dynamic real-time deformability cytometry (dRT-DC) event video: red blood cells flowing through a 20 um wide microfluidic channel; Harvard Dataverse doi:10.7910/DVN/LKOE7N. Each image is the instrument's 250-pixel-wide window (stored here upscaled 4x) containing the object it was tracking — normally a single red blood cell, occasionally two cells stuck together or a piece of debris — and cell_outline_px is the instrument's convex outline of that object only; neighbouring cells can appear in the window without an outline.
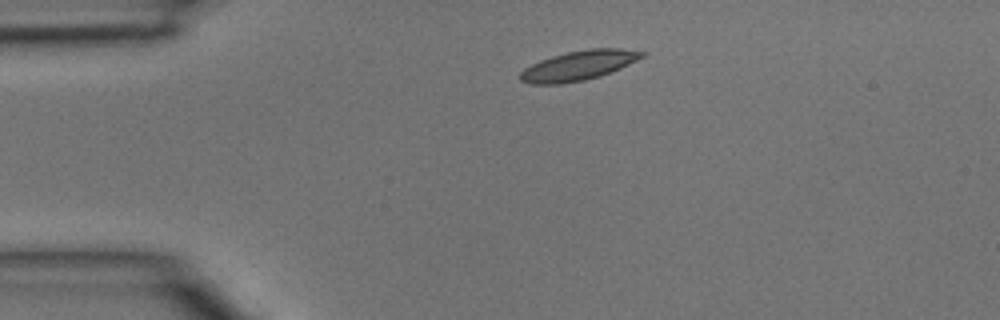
{"species": "common noctule bat (a hibernating species)", "species_latin": "Nyctalus noctula", "temperature_condition": "room temperature", "stored_images_in_passage": 37, "camera_frame_rate_fps": 3000, "um_per_image_px": 0.085, "animal": {"sex": "male", "body_mass_g": 15.6}, "frame": {"image": 1, "passage_image": 1, "time_ms": 0.0, "image_size_px": [1000, 320], "cell_outline_px": [[648, 52], [644, 56], [620, 68], [600, 76], [584, 80], [560, 84], [532, 84], [520, 80], [520, 72], [524, 68], [540, 60], [552, 56], [568, 52], [588, 48], [620, 48]], "centroid_in_image_um": [49.18, 5.56], "position_along_channel_um": 35.8, "area_um2": 20.92}}
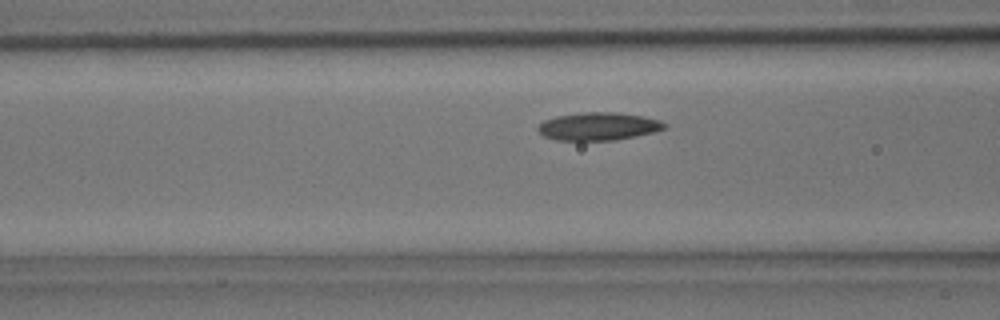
{"frame": {"image": 2, "passage_image": 9, "time_ms": 2.667, "image_size_px": [1000, 320], "cell_outline_px": [[668, 128], [636, 136], [616, 140], [556, 140], [544, 136], [536, 128], [544, 120], [556, 116], [584, 112], [616, 112], [644, 116], [660, 120], [668, 124]], "centroid_in_image_um": [50.9, 10.73], "position_along_channel_um": 115.7, "area_um2": 20.63}}
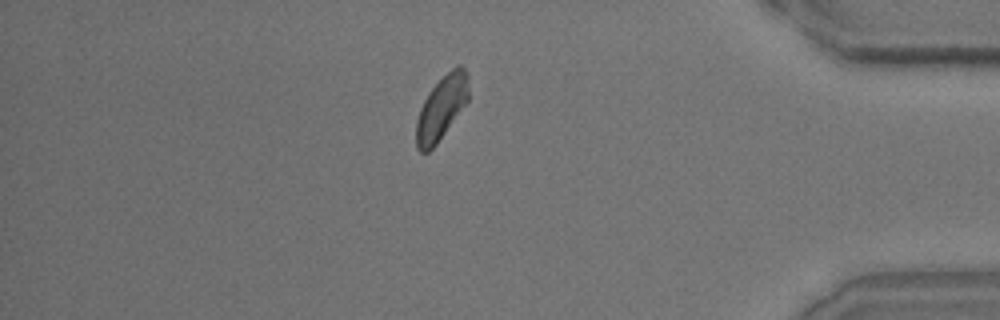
{"frame": {"image": 3, "passage_image": 31, "time_ms": 10.0, "image_size_px": [1000, 320], "cell_outline_px": [[468, 100], [436, 144], [428, 152], [420, 152], [416, 148], [416, 120], [420, 108], [428, 92], [456, 64], [460, 64], [464, 68], [468, 76]], "centroid_in_image_um": [37.51, 9.16], "position_along_channel_um": 397.7, "area_um2": 19.19}}